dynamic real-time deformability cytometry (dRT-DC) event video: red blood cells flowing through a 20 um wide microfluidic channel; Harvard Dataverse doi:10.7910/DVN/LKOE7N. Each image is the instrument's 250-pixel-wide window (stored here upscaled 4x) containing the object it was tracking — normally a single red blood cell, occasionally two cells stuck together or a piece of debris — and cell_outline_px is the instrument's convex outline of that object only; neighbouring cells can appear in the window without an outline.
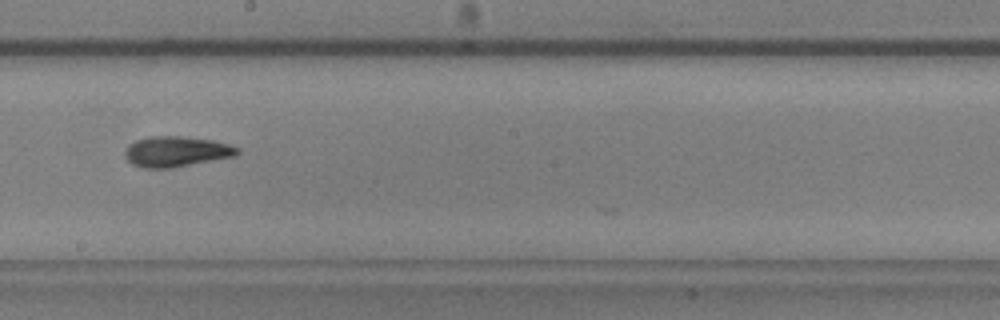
{"species": "common noctule bat (a hibernating species)", "species_latin": "Nyctalus noctula", "temperature_condition": "warm", "stored_images_in_passage": 21, "camera_frame_rate_fps": 3000, "um_per_image_px": 0.085, "animal": {"sex": "male", "body_mass_g": 20.5, "forearm_length_mm": 52.5}, "frame": {"image": 1, "passage_image": 18, "time_ms": 5.667, "image_size_px": [1000, 320], "cell_outline_px": [[240, 152], [236, 156], [172, 168], [144, 168], [132, 164], [128, 160], [124, 152], [128, 144], [136, 140], [148, 136], [180, 136], [212, 140], [228, 144], [240, 148]], "centroid_in_image_um": [14.99, 12.88], "position_along_channel_um": 233.2, "area_um2": 20.06}}